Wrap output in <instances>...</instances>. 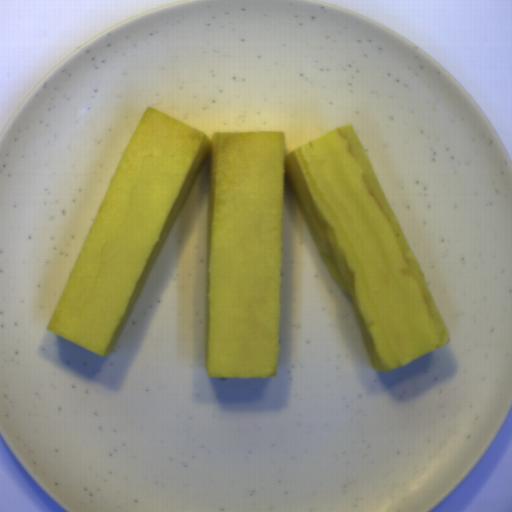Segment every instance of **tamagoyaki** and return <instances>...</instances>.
Masks as SVG:
<instances>
[{
  "label": "tamagoyaki",
  "mask_w": 512,
  "mask_h": 512,
  "mask_svg": "<svg viewBox=\"0 0 512 512\" xmlns=\"http://www.w3.org/2000/svg\"><path fill=\"white\" fill-rule=\"evenodd\" d=\"M208 163L207 374L277 377L286 185L386 372L450 337L353 125L287 153L283 132L141 114L45 326L109 356Z\"/></svg>",
  "instance_id": "81b7327e"
}]
</instances>
